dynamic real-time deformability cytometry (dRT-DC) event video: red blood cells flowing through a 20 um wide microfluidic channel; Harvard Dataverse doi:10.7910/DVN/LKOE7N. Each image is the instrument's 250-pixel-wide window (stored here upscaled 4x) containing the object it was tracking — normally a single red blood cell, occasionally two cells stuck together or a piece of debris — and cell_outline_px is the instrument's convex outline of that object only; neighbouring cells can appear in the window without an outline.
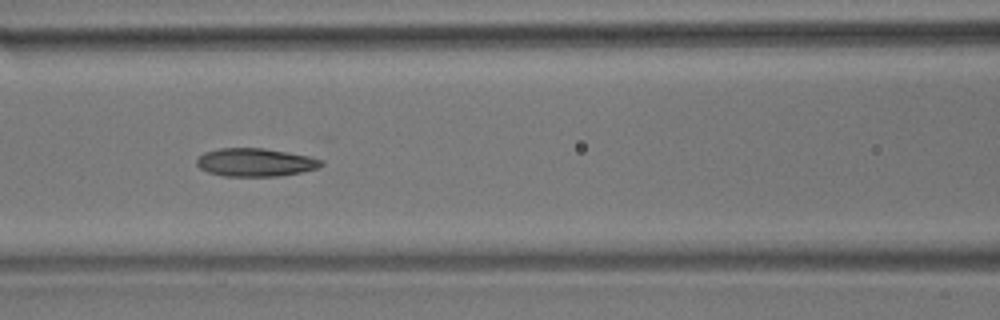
{"species": "common noctule bat (a hibernating species)", "species_latin": "Nyctalus noctula", "temperature_condition": "room temperature", "stored_images_in_passage": 8, "camera_frame_rate_fps": 3000, "um_per_image_px": 0.085, "animal": {"sex": "male", "body_mass_g": 17.9}, "frame": {"image": 1, "passage_image": 7, "time_ms": 2.0, "image_size_px": [1000, 320], "cell_outline_px": [[324, 164], [316, 168], [300, 172], [280, 176], [224, 176], [208, 172], [200, 168], [196, 164], [196, 156], [204, 152], [220, 148], [264, 148], [308, 156], [324, 160]], "centroid_in_image_um": [21.66, 13.79], "position_along_channel_um": 144.9, "area_um2": 20.46}}
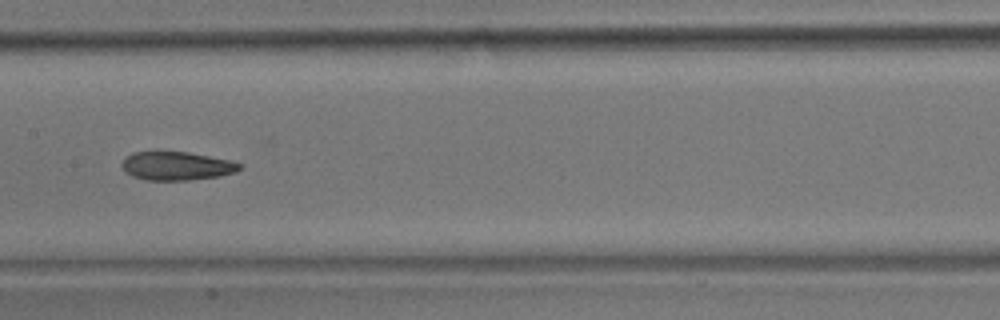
{"frame": {"image": 2, "passage_image": 8, "time_ms": 2.333, "image_size_px": [1000, 320], "cell_outline_px": [[244, 164], [236, 172], [220, 176], [188, 180], [144, 180], [132, 176], [120, 164], [124, 156], [132, 152], [188, 152], [228, 160]], "centroid_in_image_um": [15.0, 14.1], "position_along_channel_um": 192.4, "area_um2": 19.54}}